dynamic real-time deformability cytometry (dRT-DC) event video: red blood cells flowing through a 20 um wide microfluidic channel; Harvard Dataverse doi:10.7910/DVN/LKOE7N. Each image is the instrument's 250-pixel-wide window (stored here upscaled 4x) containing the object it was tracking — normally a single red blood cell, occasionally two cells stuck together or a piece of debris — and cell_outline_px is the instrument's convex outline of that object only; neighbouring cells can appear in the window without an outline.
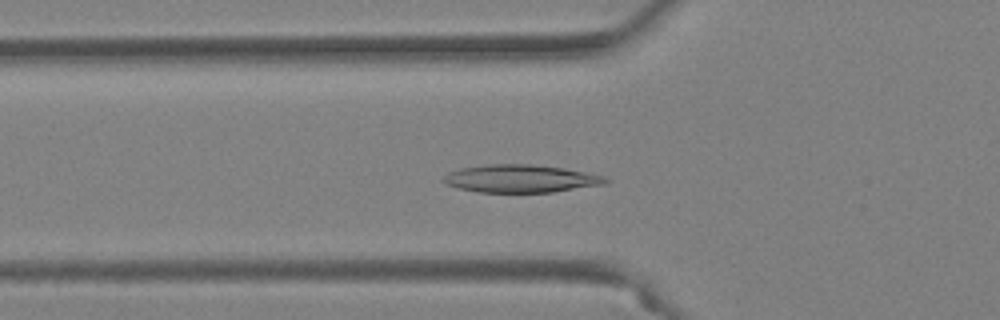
{"species": "Egyptian fruit bat (a non-hibernating species)", "species_latin": "Rousettus aegyptiacus", "temperature_condition": "warm", "stored_images_in_passage": 34, "camera_frame_rate_fps": 3000, "um_per_image_px": 0.085, "animal": {"sex": "female"}, "frame": {"image": 1, "passage_image": 2, "time_ms": 0.333, "image_size_px": [1000, 320], "cell_outline_px": [[608, 180], [604, 184], [552, 192], [476, 192], [460, 188], [448, 184], [440, 180], [448, 172], [460, 168], [492, 164], [532, 164], [564, 168], [604, 176]], "centroid_in_image_um": [44.22, 15.18], "position_along_channel_um": 81.6, "area_um2": 26.01}}
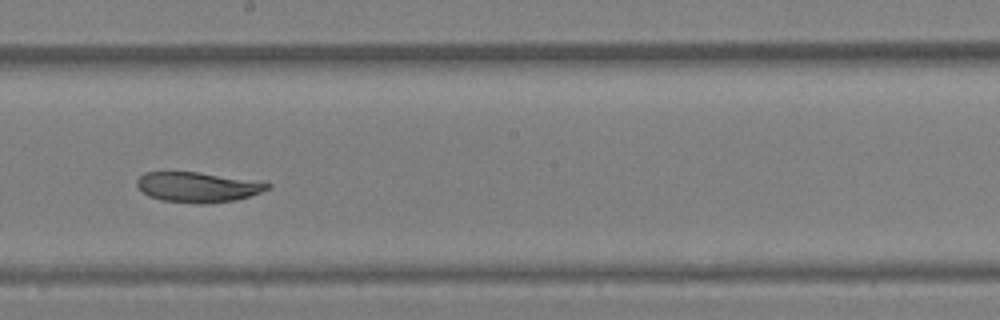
{"frame": {"image": 2, "passage_image": 13, "time_ms": 4.0, "image_size_px": [1000, 320], "cell_outline_px": [[272, 184], [268, 188], [260, 192], [236, 200], [204, 204], [200, 204], [164, 200], [148, 196], [136, 184], [136, 180], [144, 172], [196, 172]], "centroid_in_image_um": [16.74, 15.91], "position_along_channel_um": 231.5, "area_um2": 22.31}}
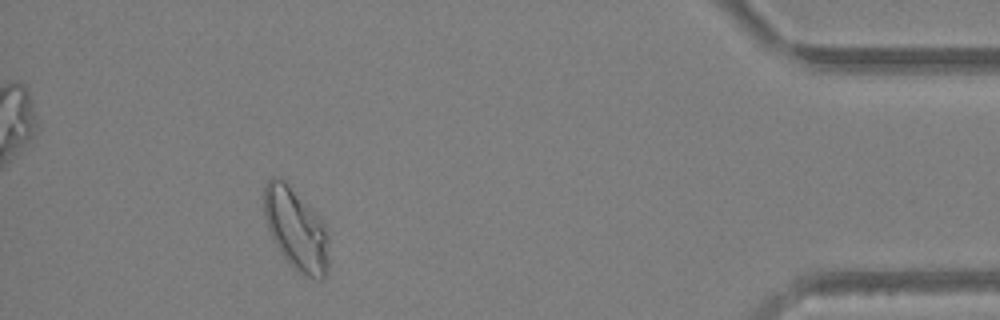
{"frame": {"image": 3, "passage_image": 30, "time_ms": 9.667, "image_size_px": [1000, 320], "cell_outline_px": [[328, 268], [324, 276], [320, 280], [296, 272], [288, 264], [276, 244], [268, 228], [264, 216], [264, 184], [272, 176], [280, 176], [284, 180], [324, 224], [328, 232]], "centroid_in_image_um": [25.14, 19.5], "position_along_channel_um": 410.1, "area_um2": 30.63}, "authors_computed_cell_mechanics": {"area_um2": 24.2471, "velocity_mm_per_s": 4.081, "shape_relaxation_time_tau1_ms": 6.162, "shape_relaxation_time_tau2_ms": 2.4078, "deformation_change_tau1": 0.1586, "deformation_change_tau2": 0.0639}}